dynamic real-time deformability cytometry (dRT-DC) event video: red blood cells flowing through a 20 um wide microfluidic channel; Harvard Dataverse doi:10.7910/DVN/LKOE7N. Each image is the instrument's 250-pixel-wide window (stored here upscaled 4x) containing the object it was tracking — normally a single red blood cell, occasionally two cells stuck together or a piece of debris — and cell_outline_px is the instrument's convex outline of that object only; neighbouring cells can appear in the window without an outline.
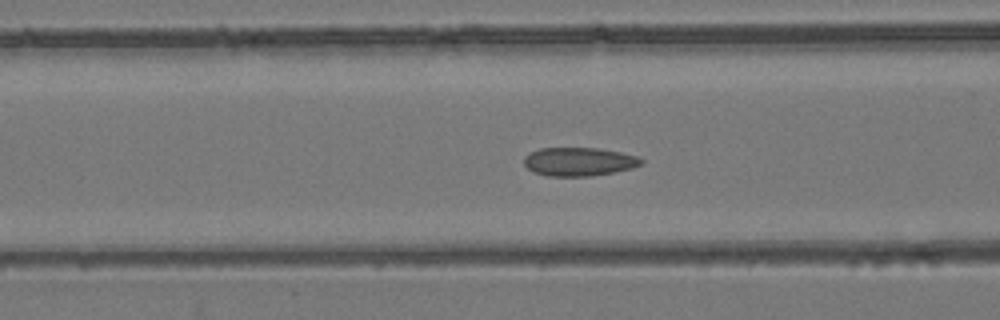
{"species": "common noctule bat (a hibernating species)", "species_latin": "Nyctalus noctula", "temperature_condition": "room temperature", "stored_images_in_passage": 55, "camera_frame_rate_fps": 3000, "um_per_image_px": 0.085, "animal": {"sex": "female", "body_mass_g": 24.6, "forearm_length_mm": 56.2}, "frame": {"image": 1, "passage_image": 22, "time_ms": 7.0, "image_size_px": [1000, 320], "cell_outline_px": [[644, 164], [632, 168], [612, 172], [588, 176], [548, 176], [532, 172], [524, 164], [524, 156], [540, 148], [596, 148], [620, 152], [636, 156], [644, 160]], "centroid_in_image_um": [49.21, 13.74], "position_along_channel_um": 117.4, "area_um2": 19.42}}
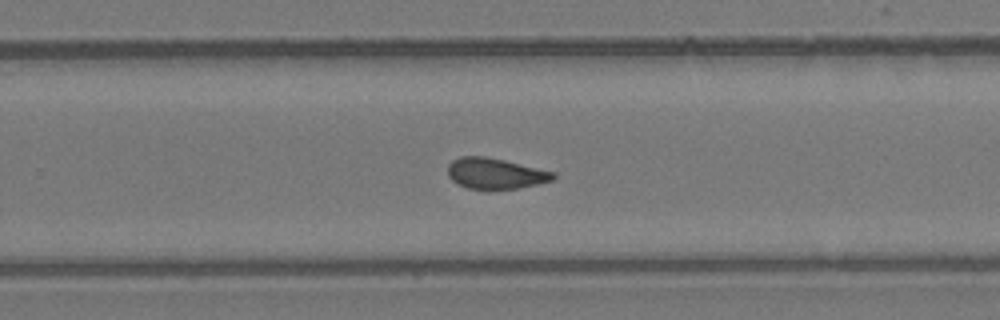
{"frame": {"image": 2, "passage_image": 35, "time_ms": 11.333, "image_size_px": [1000, 320], "cell_outline_px": [[556, 176], [552, 180], [520, 188], [468, 188], [452, 180], [448, 176], [448, 164], [452, 160], [460, 156], [484, 156], [504, 160], [556, 172]], "centroid_in_image_um": [42.1, 14.72], "position_along_channel_um": 287.7, "area_um2": 18.67}}
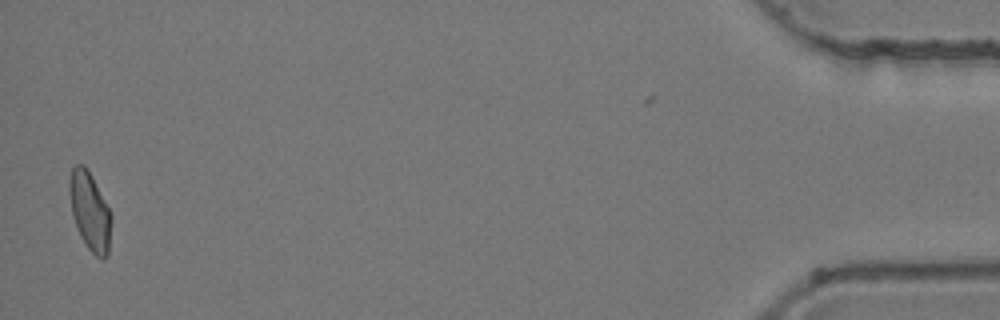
{"frame": {"image": 3, "passage_image": 53, "time_ms": 17.333, "image_size_px": [1000, 320], "cell_outline_px": [[112, 220], [108, 252], [104, 260], [96, 256], [88, 248], [80, 236], [72, 212], [68, 192], [68, 180], [72, 168], [76, 164], [84, 164], [92, 176], [112, 216]], "centroid_in_image_um": [7.63, 17.94], "position_along_channel_um": 427.6, "area_um2": 19.02}, "authors_computed_cell_mechanics": {"area_um2": 19.4786, "velocity_mm_per_s": 3.9295, "shape_relaxation_time_tau1_ms": null, "shape_relaxation_time_tau2_ms": 1.8965, "deformation_change_tau1": null, "deformation_change_tau2": 0.0808}}